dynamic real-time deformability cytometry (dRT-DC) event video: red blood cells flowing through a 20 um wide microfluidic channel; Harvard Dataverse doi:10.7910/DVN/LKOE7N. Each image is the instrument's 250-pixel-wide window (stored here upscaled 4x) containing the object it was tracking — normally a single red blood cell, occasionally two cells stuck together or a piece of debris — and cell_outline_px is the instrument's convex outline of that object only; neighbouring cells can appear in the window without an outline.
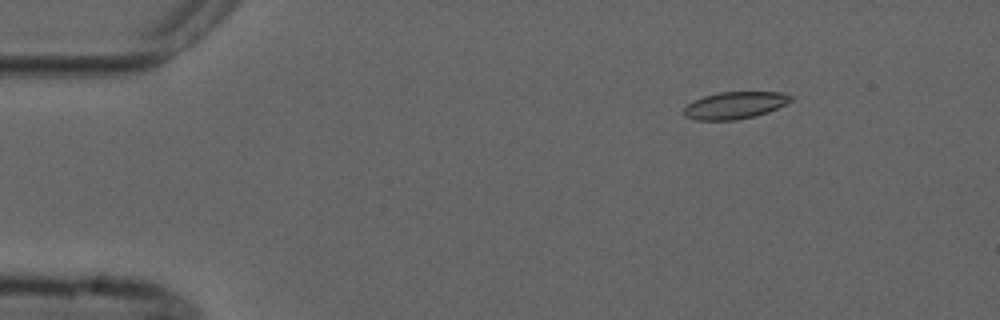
{"species": "common noctule bat (a hibernating species)", "species_latin": "Nyctalus noctula", "temperature_condition": "cold", "stored_images_in_passage": 4, "camera_frame_rate_fps": 3000, "um_per_image_px": 0.085, "animal": {"sex": "male", "forearm_length_mm": 52.5}, "frame": {"image": 1, "passage_image": 2, "time_ms": 2.0, "image_size_px": [1000, 320], "cell_outline_px": [[792, 100], [788, 104], [768, 112], [756, 116], [736, 120], [696, 120], [684, 116], [684, 108], [688, 104], [704, 96], [720, 92], [780, 92], [792, 96]], "centroid_in_image_um": [62.49, 8.96], "position_along_channel_um": 22.5, "area_um2": 16.88}}